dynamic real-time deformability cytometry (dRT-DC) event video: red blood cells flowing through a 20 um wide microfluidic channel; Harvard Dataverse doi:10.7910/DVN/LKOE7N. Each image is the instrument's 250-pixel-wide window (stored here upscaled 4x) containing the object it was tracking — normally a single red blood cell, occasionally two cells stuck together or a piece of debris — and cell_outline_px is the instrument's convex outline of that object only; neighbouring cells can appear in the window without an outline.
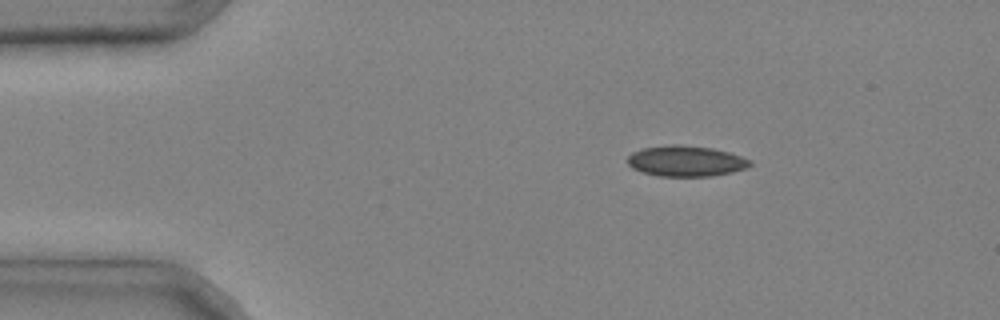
{"species": "common noctule bat (a hibernating species)", "species_latin": "Nyctalus noctula", "temperature_condition": "cold", "stored_images_in_passage": 3, "segment_of_instrument_passage": [1, 2], "camera_frame_rate_fps": 3000, "um_per_image_px": 0.085, "animal": {"sex": "male", "body_mass_g": 20.4}, "frame": {"image": 1, "passage_image": 1, "time_ms": 0.0, "image_size_px": [1000, 320], "cell_outline_px": [[752, 164], [748, 168], [732, 172], [712, 176], [656, 176], [640, 172], [632, 168], [628, 164], [628, 156], [632, 152], [640, 148], [672, 144], [676, 144], [712, 148], [728, 152], [752, 160]], "centroid_in_image_um": [58.28, 13.69], "position_along_channel_um": 26.7, "area_um2": 22.14}}